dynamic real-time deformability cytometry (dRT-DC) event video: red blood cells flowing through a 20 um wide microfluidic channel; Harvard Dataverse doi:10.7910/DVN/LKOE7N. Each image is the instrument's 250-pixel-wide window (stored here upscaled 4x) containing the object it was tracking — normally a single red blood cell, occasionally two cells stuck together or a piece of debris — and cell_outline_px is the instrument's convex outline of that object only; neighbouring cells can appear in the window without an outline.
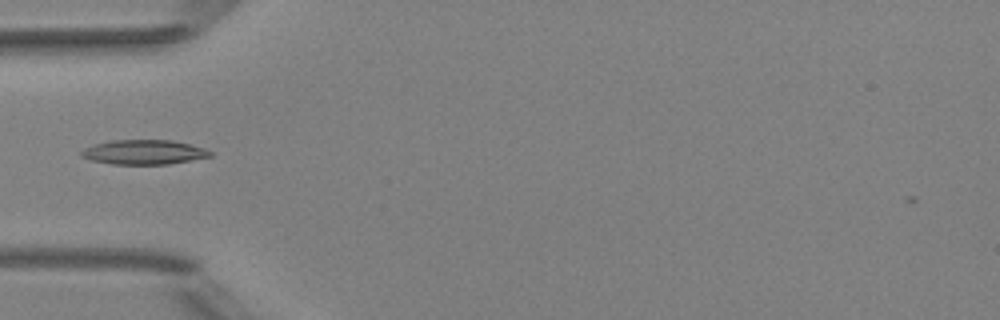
{"species": "Egyptian fruit bat (a non-hibernating species)", "species_latin": "Rousettus aegyptiacus", "temperature_condition": "room temperature", "stored_images_in_passage": 3, "camera_frame_rate_fps": 3000, "um_per_image_px": 0.085, "animal": {"sex": "female"}, "frame": {"image": 1, "passage_image": 2, "time_ms": 0.333, "image_size_px": [1000, 320], "cell_outline_px": [[212, 156], [168, 164], [112, 164], [92, 160], [80, 156], [80, 152], [84, 148], [92, 144], [112, 140], [172, 140], [204, 148], [212, 152]], "centroid_in_image_um": [12.19, 12.93], "position_along_channel_um": 72.8, "area_um2": 18.38}}
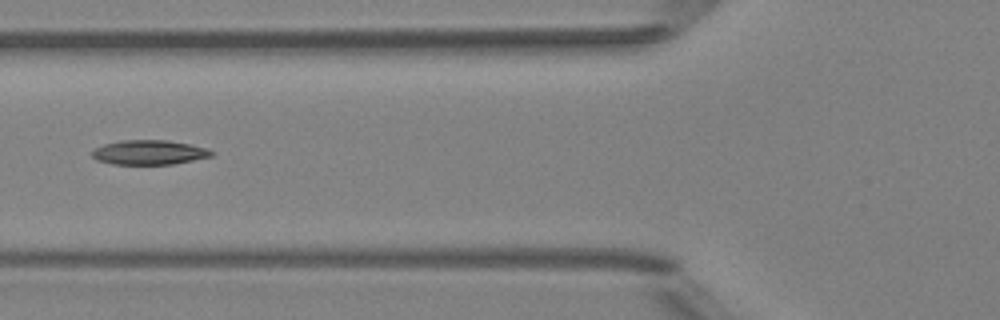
{"frame": {"image": 2, "passage_image": 3, "time_ms": 0.667, "image_size_px": [1000, 320], "cell_outline_px": [[216, 152], [212, 156], [172, 164], [112, 164], [96, 160], [92, 156], [92, 152], [96, 148], [104, 144], [120, 140], [168, 140], [208, 148]], "centroid_in_image_um": [12.69, 12.95], "position_along_channel_um": 113.1, "area_um2": 17.05}}